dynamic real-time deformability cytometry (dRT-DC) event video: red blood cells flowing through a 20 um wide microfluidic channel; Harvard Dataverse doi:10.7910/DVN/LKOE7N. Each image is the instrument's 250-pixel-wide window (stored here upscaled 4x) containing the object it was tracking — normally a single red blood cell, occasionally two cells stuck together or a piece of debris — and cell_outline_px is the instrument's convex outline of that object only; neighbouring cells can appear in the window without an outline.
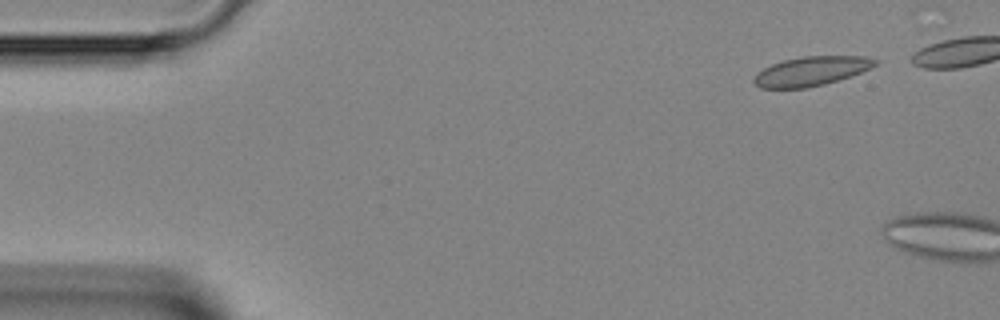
{"species": "Egyptian fruit bat (a non-hibernating species)", "species_latin": "Rousettus aegyptiacus", "temperature_condition": "room temperature", "stored_images_in_passage": 3, "camera_frame_rate_fps": 3000, "um_per_image_px": 0.085, "animal": {"sex": "female"}, "frame": {"image": 1, "passage_image": 1, "time_ms": 0.0, "image_size_px": [1000, 320], "cell_outline_px": [[880, 60], [876, 64], [860, 72], [824, 84], [808, 88], [760, 88], [752, 80], [756, 72], [772, 64], [784, 60], [804, 56], [864, 56]], "centroid_in_image_um": [68.91, 6.05], "position_along_channel_um": 16.1, "area_um2": 20.46}}